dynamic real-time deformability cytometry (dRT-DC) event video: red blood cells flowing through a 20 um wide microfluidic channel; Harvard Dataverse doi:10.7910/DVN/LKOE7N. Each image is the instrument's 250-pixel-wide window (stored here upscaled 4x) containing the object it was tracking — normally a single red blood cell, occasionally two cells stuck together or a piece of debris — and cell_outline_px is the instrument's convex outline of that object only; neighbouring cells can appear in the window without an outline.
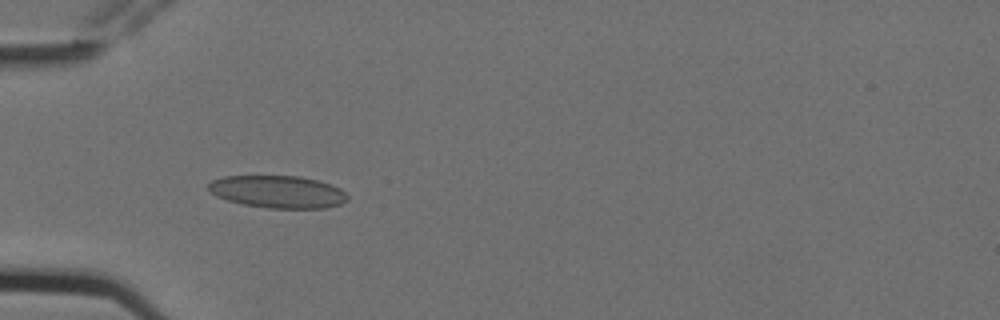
{"species": "Egyptian fruit bat (a non-hibernating species)", "species_latin": "Rousettus aegyptiacus", "temperature_condition": "cold", "stored_images_in_passage": 5, "camera_frame_rate_fps": 3000, "um_per_image_px": 0.085, "animal": {"sex": "female"}, "frame": {"image": 1, "passage_image": 4, "time_ms": 1.0, "image_size_px": [1000, 320], "cell_outline_px": [[348, 200], [340, 204], [324, 208], [268, 208], [244, 204], [228, 200], [216, 196], [208, 188], [208, 184], [212, 180], [224, 176], [300, 176], [316, 180], [340, 188], [348, 196]], "centroid_in_image_um": [23.61, 16.3], "position_along_channel_um": 61.4, "area_um2": 26.07}}
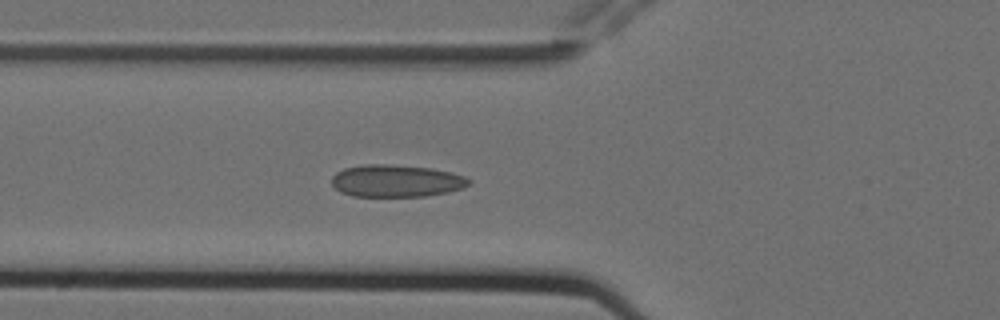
{"frame": {"image": 2, "passage_image": 5, "time_ms": 1.333, "image_size_px": [1000, 320], "cell_outline_px": [[472, 180], [464, 188], [448, 192], [424, 196], [352, 196], [340, 192], [332, 184], [332, 176], [336, 172], [344, 168], [364, 164], [392, 164], [432, 168], [452, 172], [464, 176]], "centroid_in_image_um": [33.69, 15.36], "position_along_channel_um": 92.1, "area_um2": 25.95}}